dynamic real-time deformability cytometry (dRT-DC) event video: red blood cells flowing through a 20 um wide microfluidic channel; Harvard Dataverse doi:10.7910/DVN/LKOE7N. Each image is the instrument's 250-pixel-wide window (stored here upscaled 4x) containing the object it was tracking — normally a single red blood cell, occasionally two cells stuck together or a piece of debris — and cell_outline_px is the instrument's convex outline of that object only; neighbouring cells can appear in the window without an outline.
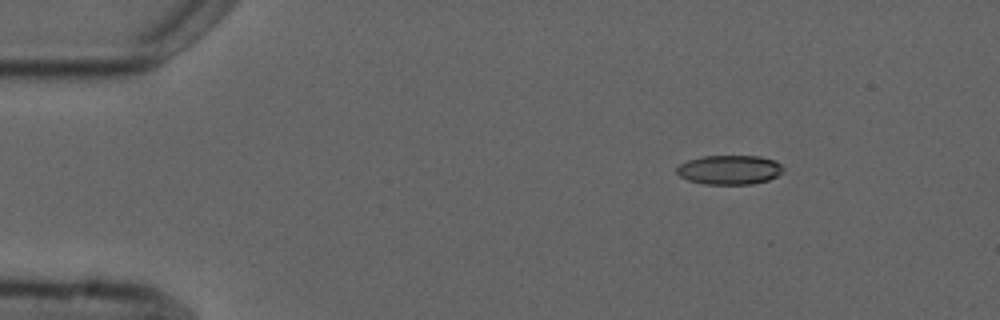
{"species": "common noctule bat (a hibernating species)", "species_latin": "Nyctalus noctula", "temperature_condition": "cold", "stored_images_in_passage": 5, "camera_frame_rate_fps": 3000, "um_per_image_px": 0.085, "animal": {"sex": "male", "forearm_length_mm": 52.5}, "frame": {"image": 1, "passage_image": 3, "time_ms": 2.333, "image_size_px": [1000, 320], "cell_outline_px": [[784, 172], [768, 180], [752, 184], [704, 184], [688, 180], [680, 176], [676, 172], [676, 168], [680, 164], [688, 160], [700, 156], [760, 156], [776, 160], [784, 168]], "centroid_in_image_um": [62.02, 14.43], "position_along_channel_um": 23.0, "area_um2": 18.32}}
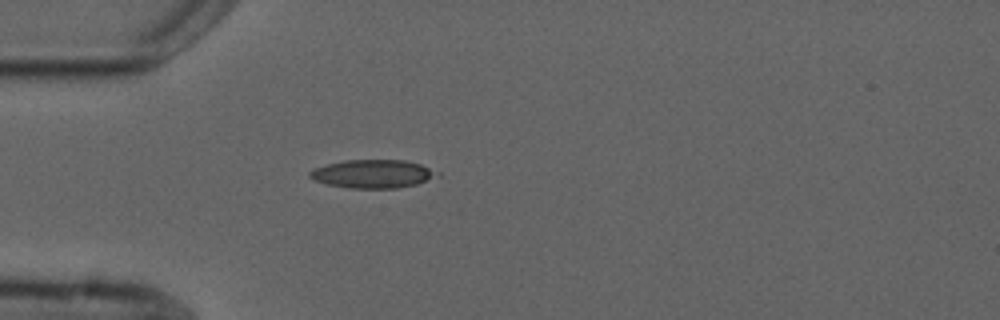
{"frame": {"image": 2, "passage_image": 5, "time_ms": 5.0, "image_size_px": [1000, 320], "cell_outline_px": [[440, 176], [416, 184], [396, 188], [352, 188], [328, 184], [312, 180], [308, 176], [308, 172], [316, 168], [328, 164], [344, 160], [404, 160], [420, 164], [440, 172]], "centroid_in_image_um": [31.7, 14.77], "position_along_channel_um": 53.3, "area_um2": 20.98}}